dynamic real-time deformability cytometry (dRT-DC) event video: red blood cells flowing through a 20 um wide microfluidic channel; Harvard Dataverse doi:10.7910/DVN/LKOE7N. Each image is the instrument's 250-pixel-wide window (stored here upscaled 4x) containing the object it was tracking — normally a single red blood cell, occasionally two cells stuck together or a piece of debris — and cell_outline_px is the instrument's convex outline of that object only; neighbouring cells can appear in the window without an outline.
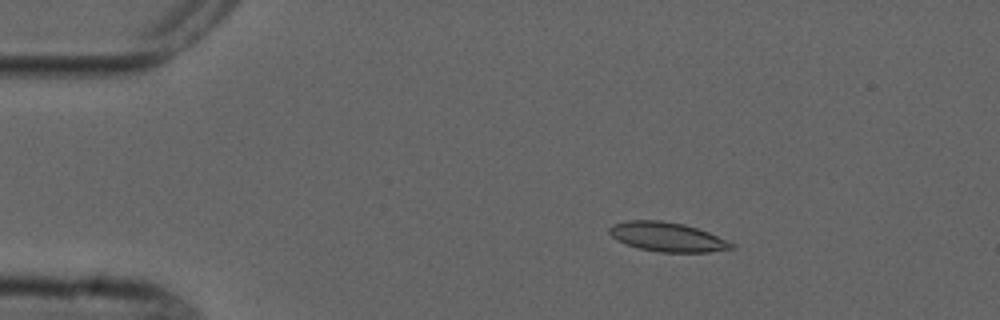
{"species": "common noctule bat (a hibernating species)", "species_latin": "Nyctalus noctula", "temperature_condition": "cold", "stored_images_in_passage": 4, "camera_frame_rate_fps": 3000, "um_per_image_px": 0.085, "animal": {"sex": "male", "forearm_length_mm": 52.5}, "frame": {"image": 1, "passage_image": 2, "time_ms": 1.333, "image_size_px": [1000, 320], "cell_outline_px": [[736, 248], [708, 252], [660, 252], [640, 248], [616, 240], [608, 232], [608, 228], [612, 224], [628, 220], [660, 220], [684, 224], [708, 232], [736, 244]], "centroid_in_image_um": [56.72, 20.13], "position_along_channel_um": 28.3, "area_um2": 20.81}}